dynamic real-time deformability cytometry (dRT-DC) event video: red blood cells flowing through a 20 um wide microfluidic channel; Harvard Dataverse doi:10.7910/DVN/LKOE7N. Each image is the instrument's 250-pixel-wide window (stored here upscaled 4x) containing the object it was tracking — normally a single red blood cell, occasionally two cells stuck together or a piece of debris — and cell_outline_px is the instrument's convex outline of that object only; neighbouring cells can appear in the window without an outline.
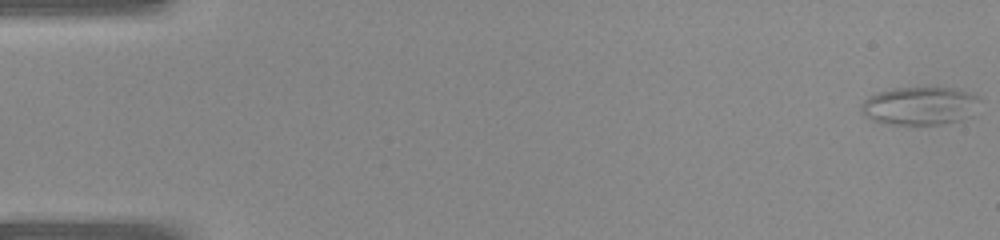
{"species": "common noctule bat (a hibernating species)", "species_latin": "Nyctalus noctula", "temperature_condition": "warm", "stored_images_in_passage": 41, "camera_frame_rate_fps": 3000, "um_per_image_px": 0.085, "animal": {"sex": "female", "body_mass_g": 22.0, "forearm_length_mm": 56.7}, "frame": {"image": 1, "passage_image": 1, "time_ms": 0.0, "image_size_px": [1000, 240], "cell_outline_px": [[980, 100], [960, 120], [940, 124], [888, 124], [872, 120], [864, 116], [860, 112], [860, 104], [868, 96], [892, 88], [956, 88], [976, 96]], "centroid_in_image_um": [78.05, 8.99], "position_along_channel_um": 7.0, "area_um2": 25.78}}
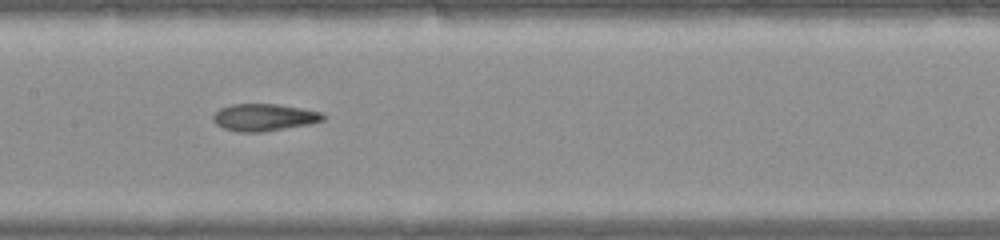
{"frame": {"image": 2, "passage_image": 21, "time_ms": 6.667, "image_size_px": [1000, 240], "cell_outline_px": [[324, 120], [312, 124], [264, 132], [240, 132], [224, 128], [216, 124], [212, 120], [212, 116], [220, 108], [232, 104], [276, 104], [324, 112]], "centroid_in_image_um": [22.47, 9.98], "position_along_channel_um": 184.9, "area_um2": 17.51}}
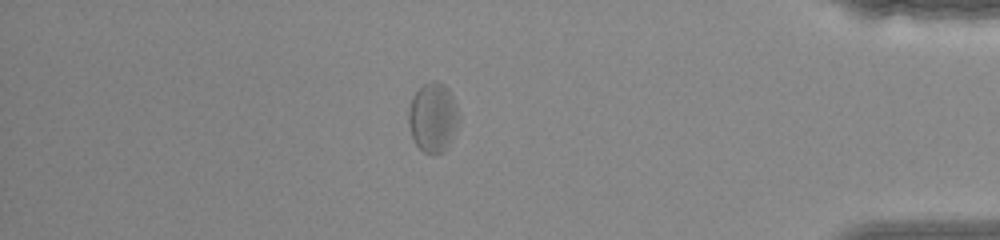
{"frame": {"image": 3, "passage_image": 36, "time_ms": 11.667, "image_size_px": [1000, 240], "cell_outline_px": [[460, 116], [448, 148], [444, 152], [436, 156], [432, 156], [424, 152], [412, 140], [408, 124], [408, 108], [412, 96], [424, 84], [432, 80], [436, 80], [444, 84], [448, 88], [456, 104]], "centroid_in_image_um": [36.79, 10.01], "position_along_channel_um": 398.4, "area_um2": 20.81}}